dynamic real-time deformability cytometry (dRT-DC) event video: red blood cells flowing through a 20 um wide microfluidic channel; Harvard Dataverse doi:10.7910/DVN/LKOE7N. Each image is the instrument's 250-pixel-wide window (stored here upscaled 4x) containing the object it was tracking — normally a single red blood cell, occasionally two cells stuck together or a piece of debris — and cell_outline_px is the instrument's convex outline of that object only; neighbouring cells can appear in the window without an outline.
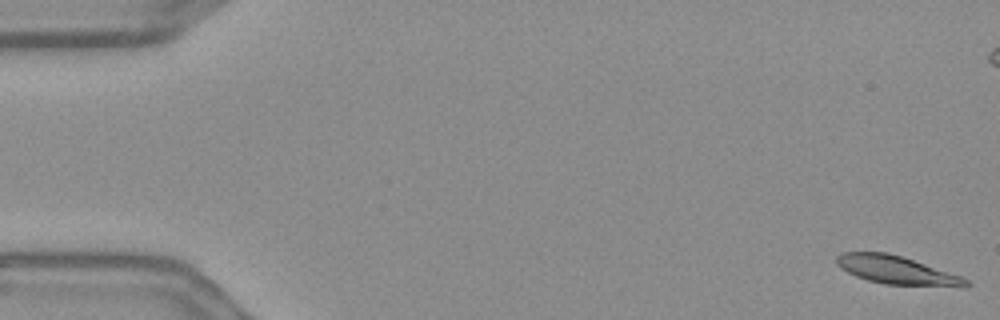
{"species": "Egyptian fruit bat (a non-hibernating species)", "species_latin": "Rousettus aegyptiacus", "temperature_condition": "warm", "stored_images_in_passage": 57, "camera_frame_rate_fps": 3000, "um_per_image_px": 0.085, "frame": {"image": 1, "passage_image": 1, "time_ms": 0.0, "image_size_px": [1000, 320], "cell_outline_px": [[972, 284], [968, 288], [960, 288], [884, 284], [868, 280], [856, 276], [840, 268], [836, 264], [836, 256], [840, 252], [888, 252], [972, 280]], "centroid_in_image_um": [76.28, 22.99], "position_along_channel_um": 8.7, "area_um2": 21.62}}
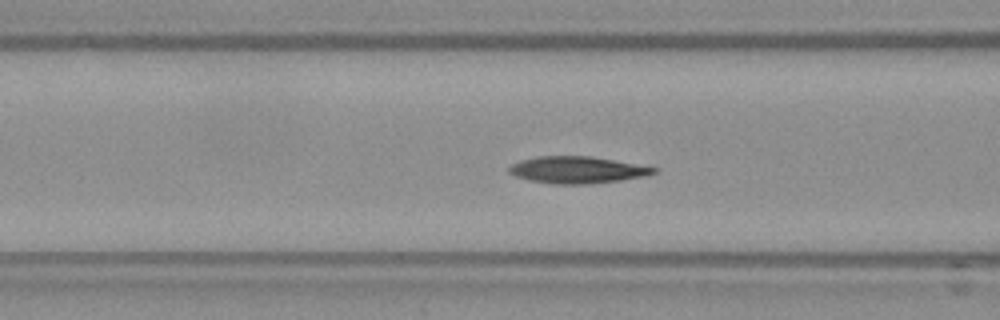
{"frame": {"image": 2, "passage_image": 22, "time_ms": 7.0, "image_size_px": [1000, 320], "cell_outline_px": [[656, 172], [644, 176], [620, 180], [588, 184], [552, 184], [528, 180], [516, 176], [508, 172], [508, 168], [512, 164], [520, 160], [536, 156], [588, 156], [612, 160], [656, 168]], "centroid_in_image_um": [48.98, 14.44], "position_along_channel_um": 117.6, "area_um2": 22.37}}
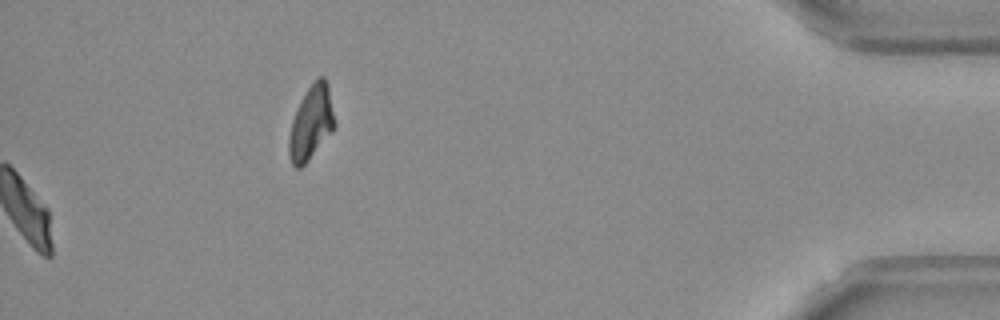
{"frame": {"image": 3, "passage_image": 57, "time_ms": 18.667, "image_size_px": [1000, 320], "cell_outline_px": [[336, 124], [332, 132], [308, 160], [300, 168], [296, 168], [292, 164], [288, 156], [288, 136], [292, 120], [300, 100], [308, 88], [320, 76], [324, 76], [328, 84]], "centroid_in_image_um": [26.44, 10.45], "position_along_channel_um": 408.8, "area_um2": 19.65}, "authors_computed_cell_mechanics": {"area_um2": 22.1374, "velocity_mm_per_s": 3.5971, "shape_relaxation_time_tau1_ms": null, "shape_relaxation_time_tau2_ms": 4.299, "deformation_change_tau1": null, "deformation_change_tau2": 0.0878}}